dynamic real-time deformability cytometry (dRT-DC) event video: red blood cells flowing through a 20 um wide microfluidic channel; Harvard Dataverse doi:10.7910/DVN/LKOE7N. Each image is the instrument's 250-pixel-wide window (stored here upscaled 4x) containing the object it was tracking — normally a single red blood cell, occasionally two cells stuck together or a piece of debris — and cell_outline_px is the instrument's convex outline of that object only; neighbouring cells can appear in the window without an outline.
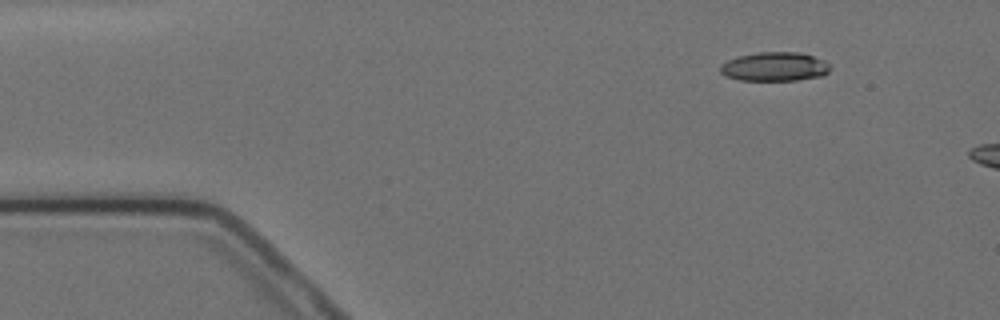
{"species": "Egyptian fruit bat (a non-hibernating species)", "species_latin": "Rousettus aegyptiacus", "temperature_condition": "cold", "stored_images_in_passage": 4, "camera_frame_rate_fps": 3000, "um_per_image_px": 0.085, "animal": {"sex": "female"}, "frame": {"image": 1, "passage_image": 1, "time_ms": 0.0, "image_size_px": [1000, 320], "cell_outline_px": [[832, 68], [824, 76], [796, 80], [740, 80], [724, 76], [720, 72], [720, 64], [728, 60], [740, 56], [760, 52], [796, 52], [812, 56], [824, 60]], "centroid_in_image_um": [65.85, 5.67], "position_along_channel_um": 19.2, "area_um2": 18.55}}